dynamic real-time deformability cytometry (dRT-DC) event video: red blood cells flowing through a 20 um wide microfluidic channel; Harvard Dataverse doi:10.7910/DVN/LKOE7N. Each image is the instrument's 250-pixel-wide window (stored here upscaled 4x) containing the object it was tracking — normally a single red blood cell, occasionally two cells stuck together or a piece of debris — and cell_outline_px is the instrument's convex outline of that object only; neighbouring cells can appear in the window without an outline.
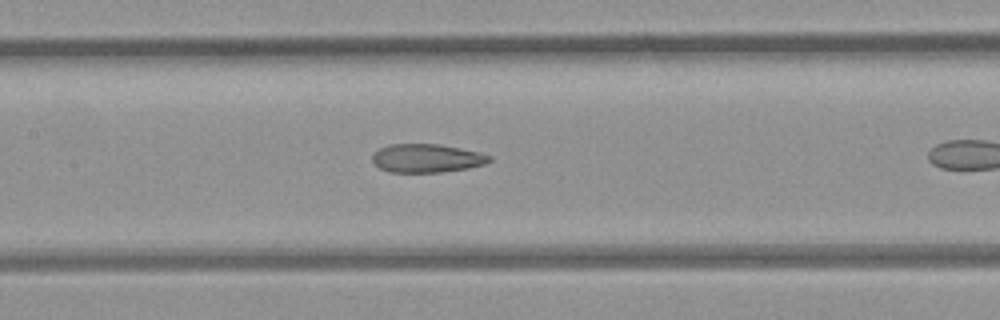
{"species": "common noctule bat (a hibernating species)", "species_latin": "Nyctalus noctula", "temperature_condition": "room temperature", "stored_images_in_passage": 16, "camera_frame_rate_fps": 3000, "um_per_image_px": 0.085, "animal": {"sex": "female", "body_mass_g": 21.9}, "frame": {"image": 1, "passage_image": 12, "time_ms": 3.667, "image_size_px": [1000, 320], "cell_outline_px": [[492, 160], [484, 164], [468, 168], [440, 172], [388, 172], [380, 168], [372, 160], [372, 156], [380, 148], [388, 144], [440, 144], [480, 152], [492, 156]], "centroid_in_image_um": [36.29, 13.44], "position_along_channel_um": 171.1, "area_um2": 19.42}}